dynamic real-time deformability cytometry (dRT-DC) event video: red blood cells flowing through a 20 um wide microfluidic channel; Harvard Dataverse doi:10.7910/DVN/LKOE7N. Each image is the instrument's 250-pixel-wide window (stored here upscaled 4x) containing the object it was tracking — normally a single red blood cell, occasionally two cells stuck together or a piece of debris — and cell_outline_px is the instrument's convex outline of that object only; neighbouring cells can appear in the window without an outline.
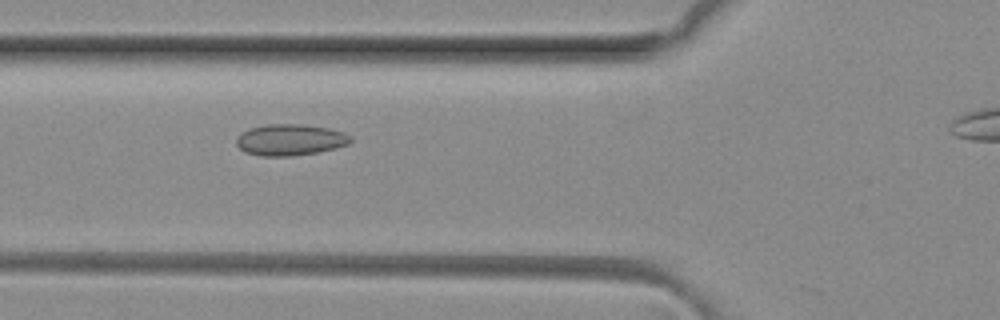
{"species": "common noctule bat (a hibernating species)", "species_latin": "Nyctalus noctula", "temperature_condition": "room temperature", "stored_images_in_passage": 8, "camera_frame_rate_fps": 3000, "um_per_image_px": 0.085, "animal": {"sex": "female", "body_mass_g": 29.2, "forearm_length_mm": 56.3}, "frame": {"image": 1, "passage_image": 5, "time_ms": 1.333, "image_size_px": [1000, 320], "cell_outline_px": [[352, 140], [348, 144], [336, 148], [316, 152], [292, 156], [260, 156], [244, 152], [236, 144], [236, 136], [248, 128], [268, 124], [300, 124], [328, 128], [344, 132], [352, 136]], "centroid_in_image_um": [24.64, 11.88], "position_along_channel_um": 101.2, "area_um2": 20.98}}
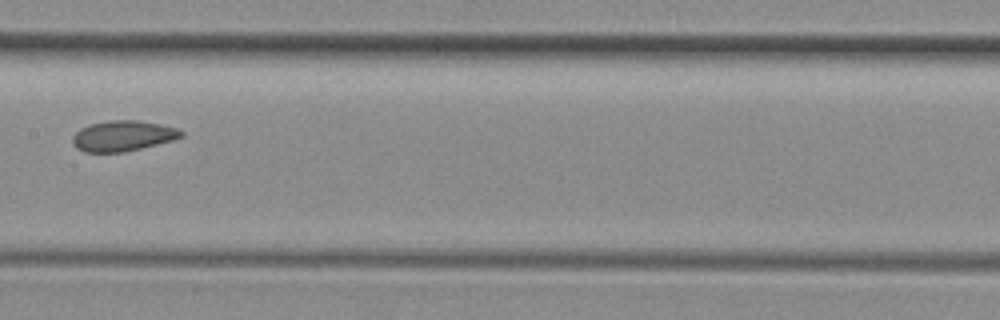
{"frame": {"image": 2, "passage_image": 7, "time_ms": 2.0, "image_size_px": [1000, 320], "cell_outline_px": [[184, 136], [172, 140], [124, 152], [84, 152], [76, 148], [72, 144], [72, 136], [80, 128], [88, 124], [112, 120], [140, 120], [160, 124], [176, 128], [184, 132]], "centroid_in_image_um": [10.41, 11.54], "position_along_channel_um": 197.0, "area_um2": 19.36}}
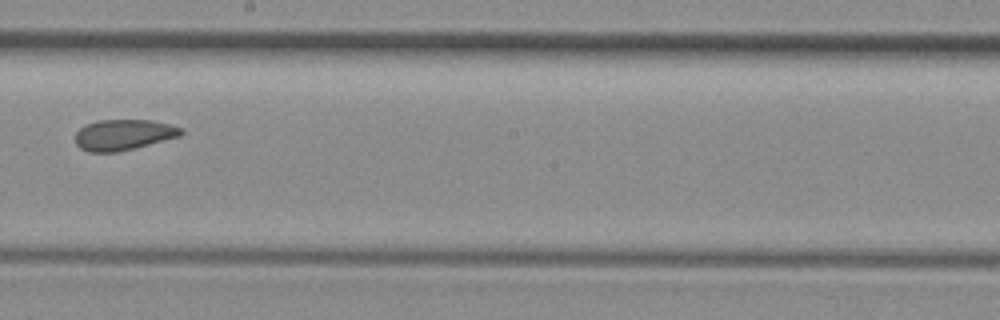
{"frame": {"image": 3, "passage_image": 8, "time_ms": 2.333, "image_size_px": [1000, 320], "cell_outline_px": [[184, 132], [180, 136], [136, 148], [116, 152], [88, 152], [80, 148], [76, 144], [76, 132], [84, 124], [100, 120], [152, 120], [184, 128]], "centroid_in_image_um": [10.5, 11.45], "position_along_channel_um": 237.7, "area_um2": 19.07}}